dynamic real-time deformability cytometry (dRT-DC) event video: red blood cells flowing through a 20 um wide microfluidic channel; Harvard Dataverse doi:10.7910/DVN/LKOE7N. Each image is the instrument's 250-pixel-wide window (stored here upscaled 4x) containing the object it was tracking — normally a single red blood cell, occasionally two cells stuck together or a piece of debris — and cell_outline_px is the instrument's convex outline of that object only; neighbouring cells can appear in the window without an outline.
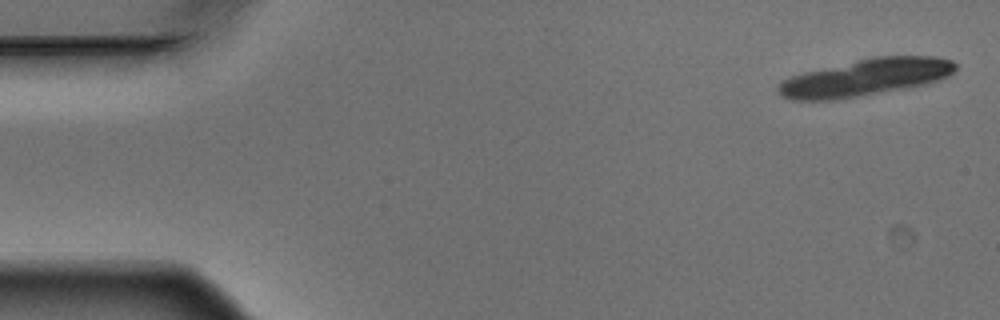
{"species": "Egyptian fruit bat (a non-hibernating species)", "species_latin": "Rousettus aegyptiacus", "temperature_condition": "warm", "stored_images_in_passage": 5, "camera_frame_rate_fps": 3000, "um_per_image_px": 0.085, "animal": {"sex": "male"}, "frame": {"image": 1, "passage_image": 1, "time_ms": 0.0, "image_size_px": [1000, 320], "cell_outline_px": [[956, 68], [948, 76], [924, 84], [904, 88], [836, 100], [792, 100], [780, 96], [776, 88], [784, 80], [792, 76], [804, 72], [872, 56], [936, 56], [952, 60], [956, 64]], "centroid_in_image_um": [73.55, 6.58], "position_along_channel_um": 11.5, "area_um2": 37.97}}
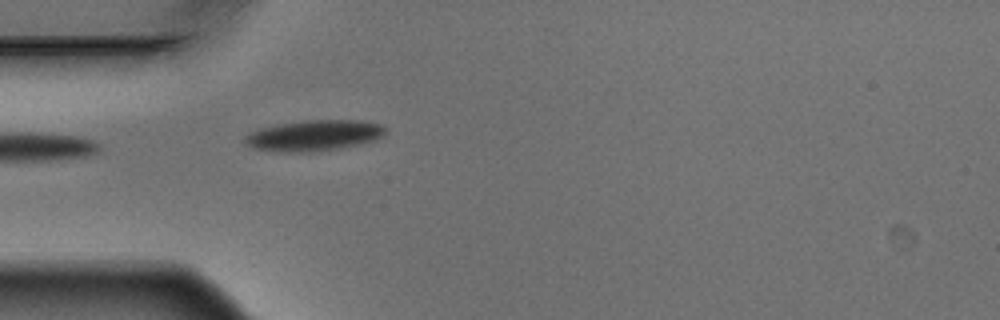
{"frame": {"image": 2, "passage_image": 5, "time_ms": 1.333, "image_size_px": [1000, 320], "cell_outline_px": [[384, 132], [380, 136], [372, 140], [356, 144], [336, 148], [312, 152], [272, 152], [252, 148], [244, 140], [252, 132], [260, 128], [280, 124], [304, 120], [360, 120], [380, 124], [384, 128]], "centroid_in_image_um": [26.63, 11.51], "position_along_channel_um": 58.4, "area_um2": 24.74}}